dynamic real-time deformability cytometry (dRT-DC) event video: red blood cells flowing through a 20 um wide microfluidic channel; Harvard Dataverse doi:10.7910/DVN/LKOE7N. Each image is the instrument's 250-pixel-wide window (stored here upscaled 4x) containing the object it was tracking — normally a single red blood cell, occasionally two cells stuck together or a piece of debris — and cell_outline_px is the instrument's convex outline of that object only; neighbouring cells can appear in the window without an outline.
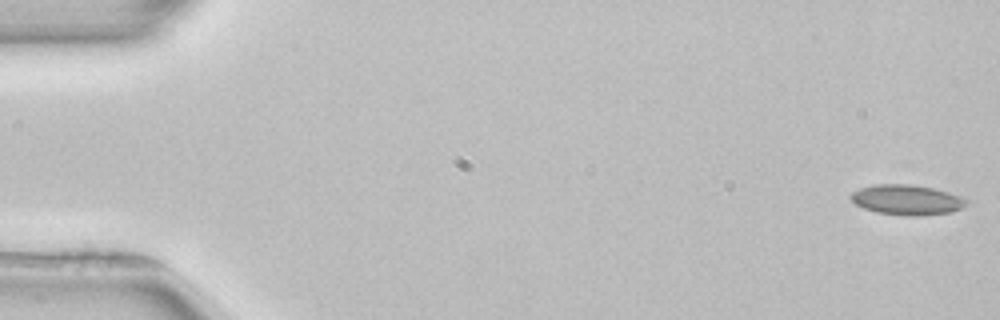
{"species": "common noctule bat (a hibernating species)", "species_latin": "Nyctalus noctula", "temperature_condition": "room temperature", "stored_images_in_passage": 52, "camera_frame_rate_fps": 3000, "um_per_image_px": 0.085, "animal": {"sex": "female", "body_mass_g": 22.7, "forearm_length_mm": 54.2}, "frame": {"image": 1, "passage_image": 1, "time_ms": 0.0, "image_size_px": [1000, 320], "cell_outline_px": [[968, 204], [964, 208], [948, 212], [920, 216], [904, 216], [876, 212], [864, 208], [856, 204], [848, 196], [852, 192], [860, 188], [876, 184], [912, 184], [932, 188], [948, 192], [968, 200]], "centroid_in_image_um": [77.07, 16.99], "position_along_channel_um": 7.9, "area_um2": 20.35}}
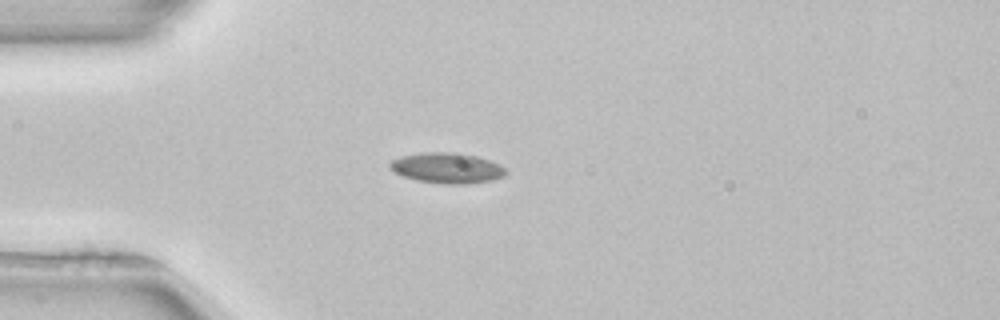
{"frame": {"image": 2, "passage_image": 14, "time_ms": 4.333, "image_size_px": [1000, 320], "cell_outline_px": [[508, 172], [504, 176], [492, 180], [468, 184], [448, 184], [416, 180], [404, 176], [396, 172], [388, 164], [392, 160], [400, 156], [424, 152], [460, 152], [476, 156], [500, 164]], "centroid_in_image_um": [38.03, 14.27], "position_along_channel_um": 47.0, "area_um2": 20.58}}
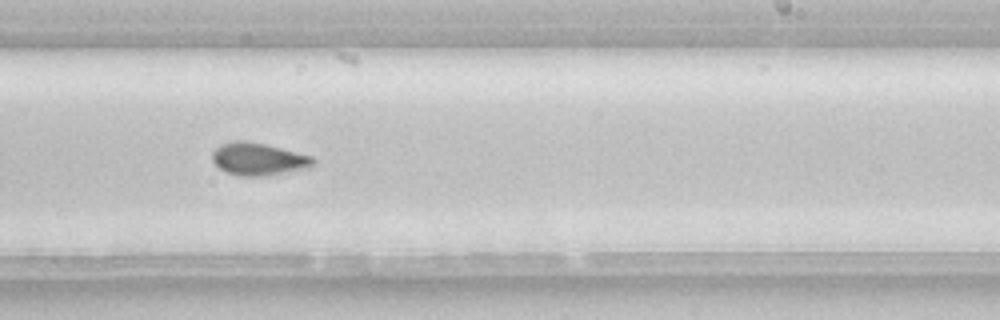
{"frame": {"image": 3, "passage_image": 32, "time_ms": 10.333, "image_size_px": [1000, 320], "cell_outline_px": [[316, 164], [308, 168], [264, 176], [240, 176], [228, 172], [220, 168], [212, 160], [212, 152], [220, 144], [232, 140], [244, 140], [264, 144], [312, 156], [316, 160]], "centroid_in_image_um": [21.97, 13.51], "position_along_channel_um": 267.0, "area_um2": 19.07}, "authors_computed_cell_mechanics": {"area_um2": 19.1896, "velocity_mm_per_s": 3.9512, "shape_relaxation_time_tau1_ms": null, "shape_relaxation_time_tau2_ms": 3.8897, "deformation_change_tau1": null, "deformation_change_tau2": 0.0681}}